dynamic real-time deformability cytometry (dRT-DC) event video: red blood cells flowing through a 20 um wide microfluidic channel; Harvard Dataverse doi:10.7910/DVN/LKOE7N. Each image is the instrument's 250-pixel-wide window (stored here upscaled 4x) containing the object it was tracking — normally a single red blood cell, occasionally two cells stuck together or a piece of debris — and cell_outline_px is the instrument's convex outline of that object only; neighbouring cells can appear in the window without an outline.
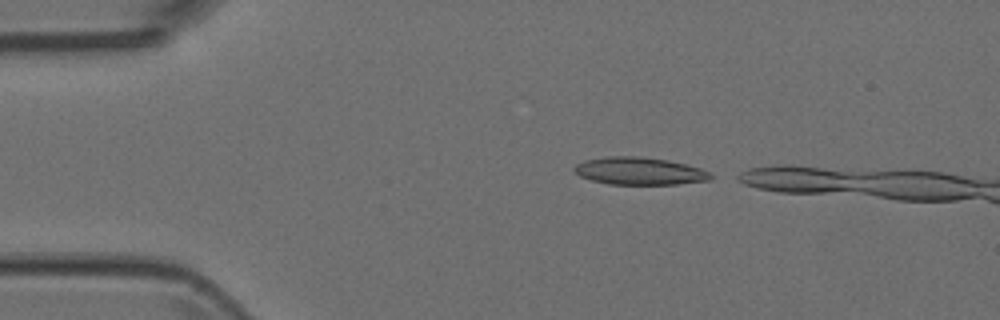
{"species": "Egyptian fruit bat (a non-hibernating species)", "species_latin": "Rousettus aegyptiacus", "temperature_condition": "room temperature", "stored_images_in_passage": 3, "camera_frame_rate_fps": 3000, "um_per_image_px": 0.085, "animal": {"sex": "female"}, "frame": {"image": 1, "passage_image": 1, "time_ms": 0.0, "image_size_px": [1000, 320], "cell_outline_px": [[712, 180], [676, 184], [608, 184], [592, 180], [580, 176], [572, 168], [576, 164], [584, 160], [604, 156], [640, 156], [668, 160], [700, 168], [712, 172]], "centroid_in_image_um": [54.36, 14.53], "position_along_channel_um": 30.6, "area_um2": 21.96}}